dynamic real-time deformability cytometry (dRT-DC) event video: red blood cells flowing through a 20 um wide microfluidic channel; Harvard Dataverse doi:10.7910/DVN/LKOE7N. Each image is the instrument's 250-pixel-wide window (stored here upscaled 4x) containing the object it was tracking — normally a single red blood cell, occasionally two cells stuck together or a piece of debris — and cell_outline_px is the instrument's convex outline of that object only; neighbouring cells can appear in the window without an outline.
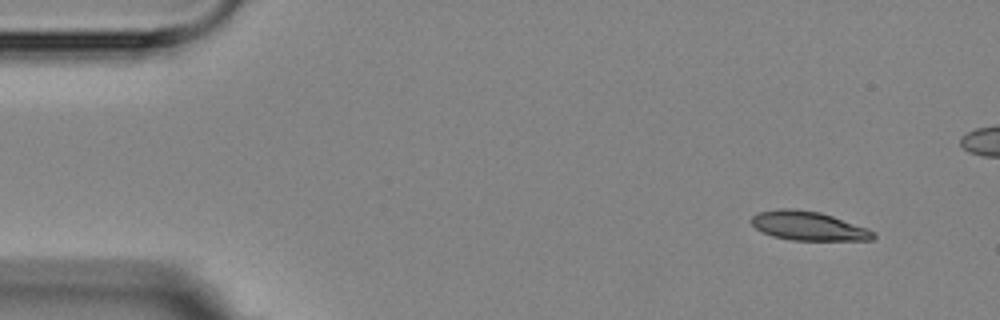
{"species": "Egyptian fruit bat (a non-hibernating species)", "species_latin": "Rousettus aegyptiacus", "temperature_condition": "room temperature", "stored_images_in_passage": 5, "camera_frame_rate_fps": 3000, "um_per_image_px": 0.085, "animal": {"sex": "female"}, "frame": {"image": 1, "passage_image": 1, "time_ms": 0.0, "image_size_px": [1000, 320], "cell_outline_px": [[876, 236], [872, 240], [792, 240], [772, 236], [756, 228], [752, 224], [752, 216], [760, 212], [780, 208], [792, 208], [820, 212], [868, 228]], "centroid_in_image_um": [68.71, 19.2], "position_along_channel_um": 16.3, "area_um2": 20.4}}